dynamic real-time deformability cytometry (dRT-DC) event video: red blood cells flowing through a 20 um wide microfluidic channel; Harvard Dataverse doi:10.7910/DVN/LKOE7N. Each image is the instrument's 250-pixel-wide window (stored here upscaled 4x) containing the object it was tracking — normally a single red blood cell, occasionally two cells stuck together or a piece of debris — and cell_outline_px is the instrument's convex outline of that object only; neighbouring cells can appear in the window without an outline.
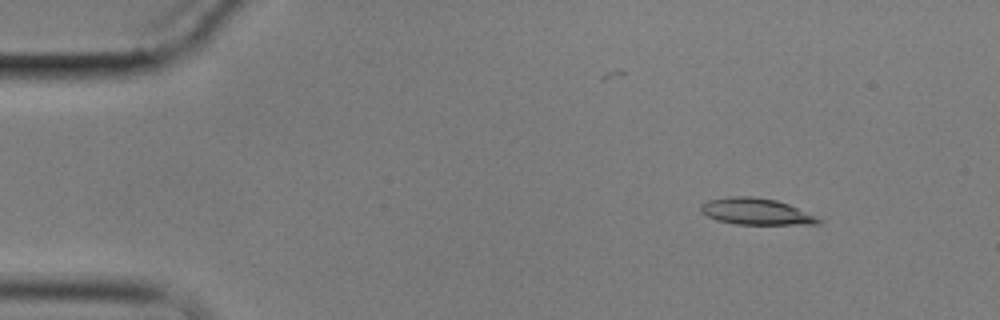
{"species": "common noctule bat (a hibernating species)", "species_latin": "Nyctalus noctula", "temperature_condition": "cold", "stored_images_in_passage": 3, "camera_frame_rate_fps": 3000, "um_per_image_px": 0.085, "animal": {"sex": "male", "body_mass_g": 17.9}, "frame": {"image": 1, "passage_image": 1, "time_ms": 0.0, "image_size_px": [1000, 320], "cell_outline_px": [[824, 220], [820, 224], [736, 224], [716, 220], [700, 212], [700, 204], [708, 200], [728, 196], [752, 196], [776, 200], [788, 204]], "centroid_in_image_um": [64.23, 17.97], "position_along_channel_um": 20.8, "area_um2": 18.15}}